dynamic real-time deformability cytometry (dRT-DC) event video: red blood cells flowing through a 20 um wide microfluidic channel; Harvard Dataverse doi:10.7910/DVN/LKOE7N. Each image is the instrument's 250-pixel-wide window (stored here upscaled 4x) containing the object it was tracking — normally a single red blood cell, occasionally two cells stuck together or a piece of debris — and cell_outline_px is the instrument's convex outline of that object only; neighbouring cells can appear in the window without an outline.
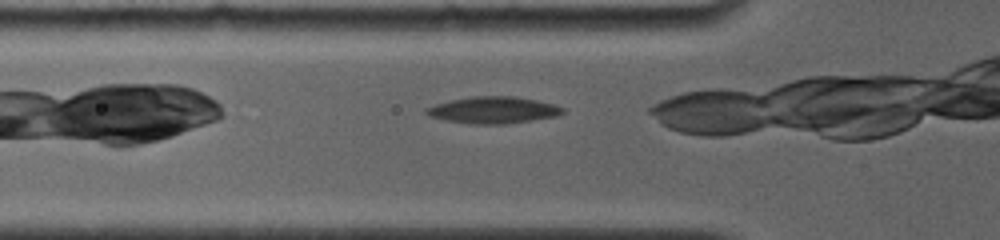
{"species": "common noctule bat (a hibernating species)", "species_latin": "Nyctalus noctula", "temperature_condition": "room temperature", "stored_images_in_passage": 7, "camera_frame_rate_fps": 4000, "um_per_image_px": 0.085, "animal": {"sex": "female", "body_mass_g": 19.0, "forearm_length_mm": 56.7}, "frame": {"image": 1, "passage_image": 3, "time_ms": 0.25, "image_size_px": [1000, 240], "cell_outline_px": [[564, 112], [560, 116], [504, 124], [468, 124], [444, 120], [428, 116], [424, 112], [424, 108], [436, 104], [452, 100], [472, 96], [512, 96], [536, 100], [556, 104], [564, 108]], "centroid_in_image_um": [41.93, 9.36], "position_along_channel_um": 83.9, "area_um2": 21.44}}